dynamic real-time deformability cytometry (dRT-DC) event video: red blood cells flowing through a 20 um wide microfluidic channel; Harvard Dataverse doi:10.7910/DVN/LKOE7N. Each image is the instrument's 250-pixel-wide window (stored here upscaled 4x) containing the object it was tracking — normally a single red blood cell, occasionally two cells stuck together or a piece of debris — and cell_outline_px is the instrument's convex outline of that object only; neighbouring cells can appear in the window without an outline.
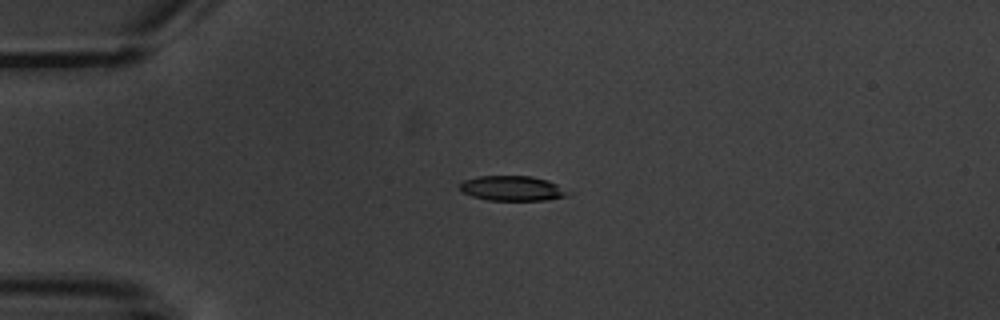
{"species": "common noctule bat (a hibernating species)", "species_latin": "Nyctalus noctula", "temperature_condition": "warm", "stored_images_in_passage": 4, "camera_frame_rate_fps": 3000, "um_per_image_px": 0.085, "animal": {"sex": "male", "body_mass_g": 20.1, "forearm_length_mm": 53.5}, "frame": {"image": 1, "passage_image": 3, "time_ms": 2.667, "image_size_px": [1000, 320], "cell_outline_px": [[572, 192], [568, 196], [548, 200], [488, 200], [472, 196], [460, 192], [460, 184], [464, 180], [480, 176], [532, 176], [548, 180]], "centroid_in_image_um": [43.57, 16.01], "position_along_channel_um": 41.4, "area_um2": 15.84}}